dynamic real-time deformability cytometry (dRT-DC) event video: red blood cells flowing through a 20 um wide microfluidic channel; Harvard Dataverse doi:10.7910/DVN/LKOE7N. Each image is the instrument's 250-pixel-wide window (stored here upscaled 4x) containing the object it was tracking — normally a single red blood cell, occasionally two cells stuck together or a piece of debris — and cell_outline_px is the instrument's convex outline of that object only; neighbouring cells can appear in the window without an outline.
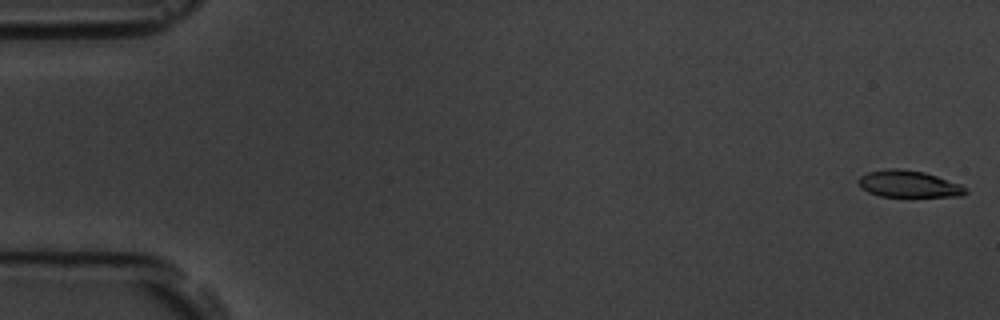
{"species": "common noctule bat (a hibernating species)", "species_latin": "Nyctalus noctula", "temperature_condition": "room temperature", "stored_images_in_passage": 56, "camera_frame_rate_fps": 3000, "um_per_image_px": 0.085, "animal": {"sex": "male", "body_mass_g": 19.5, "forearm_length_mm": 54.6}, "frame": {"image": 1, "passage_image": 1, "time_ms": 0.0, "image_size_px": [1000, 320], "cell_outline_px": [[968, 192], [964, 196], [880, 196], [868, 192], [860, 188], [856, 180], [860, 176], [868, 172], [888, 168], [896, 168], [924, 172], [960, 184], [968, 188]], "centroid_in_image_um": [77.22, 15.64], "position_along_channel_um": 7.8, "area_um2": 16.76}}
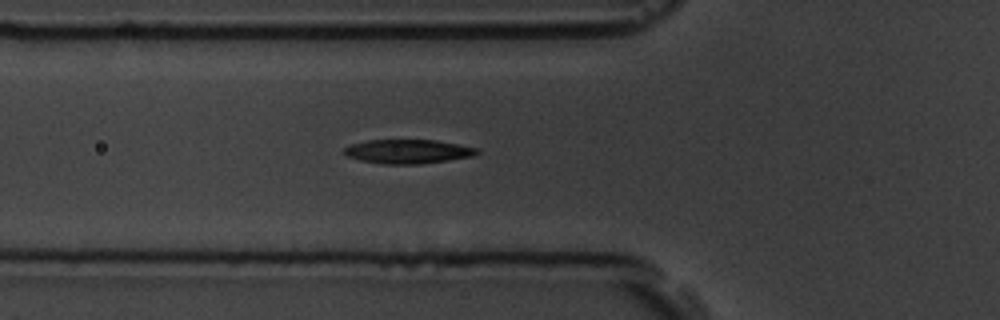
{"frame": {"image": 2, "passage_image": 20, "time_ms": 6.333, "image_size_px": [1000, 320], "cell_outline_px": [[480, 152], [472, 156], [448, 160], [420, 164], [380, 164], [360, 160], [348, 156], [344, 152], [344, 148], [352, 144], [368, 140], [436, 140], [480, 148]], "centroid_in_image_um": [34.7, 12.87], "position_along_channel_um": 91.1, "area_um2": 18.61}}
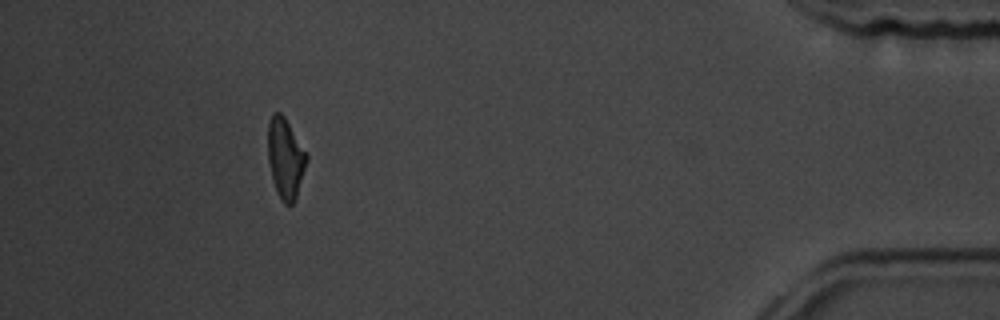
{"frame": {"image": 3, "passage_image": 51, "time_ms": 16.667, "image_size_px": [1000, 320], "cell_outline_px": [[308, 160], [296, 196], [292, 204], [284, 204], [272, 180], [268, 160], [268, 124], [272, 112], [280, 112], [284, 116], [308, 156]], "centroid_in_image_um": [24.25, 13.42], "position_along_channel_um": 411.0, "area_um2": 17.8}, "authors_computed_cell_mechanics": {"area_um2": 18.5827, "velocity_mm_per_s": 3.6673, "shape_relaxation_time_tau1_ms": 3.8591, "shape_relaxation_time_tau2_ms": 3.3479, "deformation_change_tau1": 0.1526, "deformation_change_tau2": 0.0971}}